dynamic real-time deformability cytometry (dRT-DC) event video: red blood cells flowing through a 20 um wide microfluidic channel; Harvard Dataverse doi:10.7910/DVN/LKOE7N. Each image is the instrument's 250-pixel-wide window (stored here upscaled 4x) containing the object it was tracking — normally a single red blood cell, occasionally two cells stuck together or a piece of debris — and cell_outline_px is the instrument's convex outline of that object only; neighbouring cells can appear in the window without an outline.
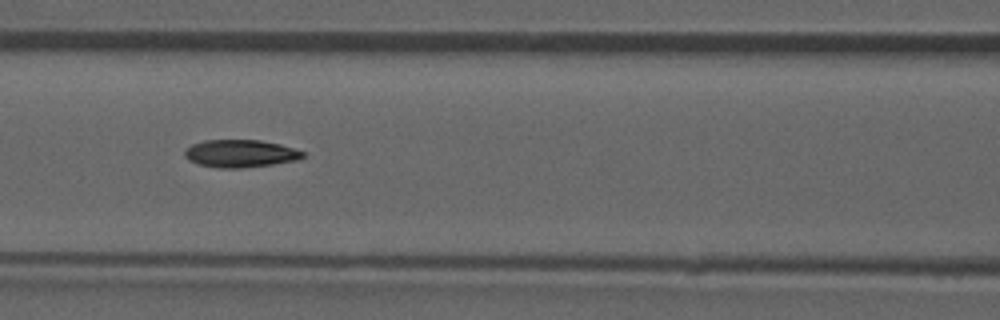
{"species": "common noctule bat (a hibernating species)", "species_latin": "Nyctalus noctula", "temperature_condition": "room temperature", "stored_images_in_passage": 52, "camera_frame_rate_fps": 3000, "um_per_image_px": 0.085, "animal": {"sex": "male", "forearm_length_mm": 52.5}, "frame": {"image": 1, "passage_image": 23, "time_ms": 7.333, "image_size_px": [1000, 320], "cell_outline_px": [[304, 156], [300, 160], [272, 164], [240, 168], [216, 168], [200, 164], [188, 160], [184, 156], [184, 152], [192, 144], [204, 140], [260, 140], [280, 144], [304, 152]], "centroid_in_image_um": [20.43, 13.05], "position_along_channel_um": 146.2, "area_um2": 18.96}, "authors_computed_cell_mechanics": {"area_um2": 19.1896, "velocity_mm_per_s": 3.9382, "shape_relaxation_time_tau1_ms": 10.931, "shape_relaxation_time_tau2_ms": 3.4326, "deformation_change_tau1": 0.2352, "deformation_change_tau2": 0.0926}}